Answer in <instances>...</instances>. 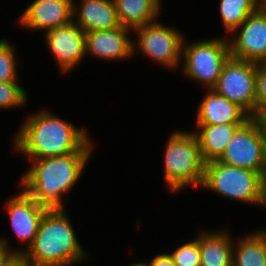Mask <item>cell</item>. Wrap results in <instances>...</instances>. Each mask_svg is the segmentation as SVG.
I'll list each match as a JSON object with an SVG mask.
<instances>
[{
    "label": "cell",
    "mask_w": 266,
    "mask_h": 266,
    "mask_svg": "<svg viewBox=\"0 0 266 266\" xmlns=\"http://www.w3.org/2000/svg\"><path fill=\"white\" fill-rule=\"evenodd\" d=\"M21 125L14 134L13 148L28 159L94 151L85 126L79 129L46 108L28 115Z\"/></svg>",
    "instance_id": "1"
},
{
    "label": "cell",
    "mask_w": 266,
    "mask_h": 266,
    "mask_svg": "<svg viewBox=\"0 0 266 266\" xmlns=\"http://www.w3.org/2000/svg\"><path fill=\"white\" fill-rule=\"evenodd\" d=\"M93 152H72L55 157L28 159L31 166L19 181L22 190L48 209H65L63 196L72 191Z\"/></svg>",
    "instance_id": "2"
},
{
    "label": "cell",
    "mask_w": 266,
    "mask_h": 266,
    "mask_svg": "<svg viewBox=\"0 0 266 266\" xmlns=\"http://www.w3.org/2000/svg\"><path fill=\"white\" fill-rule=\"evenodd\" d=\"M36 266H71L88 258L65 209H48L28 249H17Z\"/></svg>",
    "instance_id": "3"
},
{
    "label": "cell",
    "mask_w": 266,
    "mask_h": 266,
    "mask_svg": "<svg viewBox=\"0 0 266 266\" xmlns=\"http://www.w3.org/2000/svg\"><path fill=\"white\" fill-rule=\"evenodd\" d=\"M164 149V182L169 191L201 187L205 162L193 131H173ZM189 185V186H188Z\"/></svg>",
    "instance_id": "4"
},
{
    "label": "cell",
    "mask_w": 266,
    "mask_h": 266,
    "mask_svg": "<svg viewBox=\"0 0 266 266\" xmlns=\"http://www.w3.org/2000/svg\"><path fill=\"white\" fill-rule=\"evenodd\" d=\"M202 187L220 197L261 207L263 176L258 172L210 161L205 163Z\"/></svg>",
    "instance_id": "5"
},
{
    "label": "cell",
    "mask_w": 266,
    "mask_h": 266,
    "mask_svg": "<svg viewBox=\"0 0 266 266\" xmlns=\"http://www.w3.org/2000/svg\"><path fill=\"white\" fill-rule=\"evenodd\" d=\"M230 56L228 37L206 38L190 44H187L184 37L181 54L182 72L189 80L199 82L206 90L212 89Z\"/></svg>",
    "instance_id": "6"
},
{
    "label": "cell",
    "mask_w": 266,
    "mask_h": 266,
    "mask_svg": "<svg viewBox=\"0 0 266 266\" xmlns=\"http://www.w3.org/2000/svg\"><path fill=\"white\" fill-rule=\"evenodd\" d=\"M264 176L266 172V135L256 117L242 124L217 160Z\"/></svg>",
    "instance_id": "7"
},
{
    "label": "cell",
    "mask_w": 266,
    "mask_h": 266,
    "mask_svg": "<svg viewBox=\"0 0 266 266\" xmlns=\"http://www.w3.org/2000/svg\"><path fill=\"white\" fill-rule=\"evenodd\" d=\"M136 40L132 42L133 54L140 50L143 55L169 70L181 65L184 34L174 27H167L158 20L133 29ZM137 49V50H136Z\"/></svg>",
    "instance_id": "8"
},
{
    "label": "cell",
    "mask_w": 266,
    "mask_h": 266,
    "mask_svg": "<svg viewBox=\"0 0 266 266\" xmlns=\"http://www.w3.org/2000/svg\"><path fill=\"white\" fill-rule=\"evenodd\" d=\"M256 73L257 63L230 56L212 89L255 117Z\"/></svg>",
    "instance_id": "9"
},
{
    "label": "cell",
    "mask_w": 266,
    "mask_h": 266,
    "mask_svg": "<svg viewBox=\"0 0 266 266\" xmlns=\"http://www.w3.org/2000/svg\"><path fill=\"white\" fill-rule=\"evenodd\" d=\"M228 37L231 57L255 63L266 59V12L259 8Z\"/></svg>",
    "instance_id": "10"
},
{
    "label": "cell",
    "mask_w": 266,
    "mask_h": 266,
    "mask_svg": "<svg viewBox=\"0 0 266 266\" xmlns=\"http://www.w3.org/2000/svg\"><path fill=\"white\" fill-rule=\"evenodd\" d=\"M44 37L61 74L71 72L86 57L85 32L74 22L51 29L44 33Z\"/></svg>",
    "instance_id": "11"
},
{
    "label": "cell",
    "mask_w": 266,
    "mask_h": 266,
    "mask_svg": "<svg viewBox=\"0 0 266 266\" xmlns=\"http://www.w3.org/2000/svg\"><path fill=\"white\" fill-rule=\"evenodd\" d=\"M73 22V0H34L18 19V25L32 31H44Z\"/></svg>",
    "instance_id": "12"
},
{
    "label": "cell",
    "mask_w": 266,
    "mask_h": 266,
    "mask_svg": "<svg viewBox=\"0 0 266 266\" xmlns=\"http://www.w3.org/2000/svg\"><path fill=\"white\" fill-rule=\"evenodd\" d=\"M4 208L9 215L11 227L17 239L21 243L27 242L26 248L28 249L33 243L41 219L48 208L37 203L22 189L6 201Z\"/></svg>",
    "instance_id": "13"
},
{
    "label": "cell",
    "mask_w": 266,
    "mask_h": 266,
    "mask_svg": "<svg viewBox=\"0 0 266 266\" xmlns=\"http://www.w3.org/2000/svg\"><path fill=\"white\" fill-rule=\"evenodd\" d=\"M131 30L120 26L111 30L86 32V55L106 61L129 59L134 56Z\"/></svg>",
    "instance_id": "14"
},
{
    "label": "cell",
    "mask_w": 266,
    "mask_h": 266,
    "mask_svg": "<svg viewBox=\"0 0 266 266\" xmlns=\"http://www.w3.org/2000/svg\"><path fill=\"white\" fill-rule=\"evenodd\" d=\"M73 0V22L85 33L120 27L113 0ZM77 15V16H76Z\"/></svg>",
    "instance_id": "15"
},
{
    "label": "cell",
    "mask_w": 266,
    "mask_h": 266,
    "mask_svg": "<svg viewBox=\"0 0 266 266\" xmlns=\"http://www.w3.org/2000/svg\"><path fill=\"white\" fill-rule=\"evenodd\" d=\"M251 116L236 103L208 89L197 109L195 125L245 123Z\"/></svg>",
    "instance_id": "16"
},
{
    "label": "cell",
    "mask_w": 266,
    "mask_h": 266,
    "mask_svg": "<svg viewBox=\"0 0 266 266\" xmlns=\"http://www.w3.org/2000/svg\"><path fill=\"white\" fill-rule=\"evenodd\" d=\"M200 266H232V236L228 231L199 232Z\"/></svg>",
    "instance_id": "17"
},
{
    "label": "cell",
    "mask_w": 266,
    "mask_h": 266,
    "mask_svg": "<svg viewBox=\"0 0 266 266\" xmlns=\"http://www.w3.org/2000/svg\"><path fill=\"white\" fill-rule=\"evenodd\" d=\"M244 123H227L219 125H197L194 131L205 163L218 160L236 130Z\"/></svg>",
    "instance_id": "18"
},
{
    "label": "cell",
    "mask_w": 266,
    "mask_h": 266,
    "mask_svg": "<svg viewBox=\"0 0 266 266\" xmlns=\"http://www.w3.org/2000/svg\"><path fill=\"white\" fill-rule=\"evenodd\" d=\"M120 25L135 29L158 19L161 0H113Z\"/></svg>",
    "instance_id": "19"
},
{
    "label": "cell",
    "mask_w": 266,
    "mask_h": 266,
    "mask_svg": "<svg viewBox=\"0 0 266 266\" xmlns=\"http://www.w3.org/2000/svg\"><path fill=\"white\" fill-rule=\"evenodd\" d=\"M232 266H266V230H256L234 242Z\"/></svg>",
    "instance_id": "20"
},
{
    "label": "cell",
    "mask_w": 266,
    "mask_h": 266,
    "mask_svg": "<svg viewBox=\"0 0 266 266\" xmlns=\"http://www.w3.org/2000/svg\"><path fill=\"white\" fill-rule=\"evenodd\" d=\"M219 5L222 26L228 34H231L249 15L260 8L258 0H220Z\"/></svg>",
    "instance_id": "21"
},
{
    "label": "cell",
    "mask_w": 266,
    "mask_h": 266,
    "mask_svg": "<svg viewBox=\"0 0 266 266\" xmlns=\"http://www.w3.org/2000/svg\"><path fill=\"white\" fill-rule=\"evenodd\" d=\"M8 39H0V82L18 81L16 47Z\"/></svg>",
    "instance_id": "22"
},
{
    "label": "cell",
    "mask_w": 266,
    "mask_h": 266,
    "mask_svg": "<svg viewBox=\"0 0 266 266\" xmlns=\"http://www.w3.org/2000/svg\"><path fill=\"white\" fill-rule=\"evenodd\" d=\"M27 100V92L18 81L0 82V108L25 107Z\"/></svg>",
    "instance_id": "23"
},
{
    "label": "cell",
    "mask_w": 266,
    "mask_h": 266,
    "mask_svg": "<svg viewBox=\"0 0 266 266\" xmlns=\"http://www.w3.org/2000/svg\"><path fill=\"white\" fill-rule=\"evenodd\" d=\"M169 255L175 266H200L199 233L194 240L180 245Z\"/></svg>",
    "instance_id": "24"
},
{
    "label": "cell",
    "mask_w": 266,
    "mask_h": 266,
    "mask_svg": "<svg viewBox=\"0 0 266 266\" xmlns=\"http://www.w3.org/2000/svg\"><path fill=\"white\" fill-rule=\"evenodd\" d=\"M266 106V66L257 63L255 85V117Z\"/></svg>",
    "instance_id": "25"
},
{
    "label": "cell",
    "mask_w": 266,
    "mask_h": 266,
    "mask_svg": "<svg viewBox=\"0 0 266 266\" xmlns=\"http://www.w3.org/2000/svg\"><path fill=\"white\" fill-rule=\"evenodd\" d=\"M6 238L0 237V266H8V264L18 255L17 250L8 246Z\"/></svg>",
    "instance_id": "26"
},
{
    "label": "cell",
    "mask_w": 266,
    "mask_h": 266,
    "mask_svg": "<svg viewBox=\"0 0 266 266\" xmlns=\"http://www.w3.org/2000/svg\"><path fill=\"white\" fill-rule=\"evenodd\" d=\"M148 266H175L169 253H161L154 256Z\"/></svg>",
    "instance_id": "27"
},
{
    "label": "cell",
    "mask_w": 266,
    "mask_h": 266,
    "mask_svg": "<svg viewBox=\"0 0 266 266\" xmlns=\"http://www.w3.org/2000/svg\"><path fill=\"white\" fill-rule=\"evenodd\" d=\"M8 266H36L31 260L26 258L23 254H18Z\"/></svg>",
    "instance_id": "28"
},
{
    "label": "cell",
    "mask_w": 266,
    "mask_h": 266,
    "mask_svg": "<svg viewBox=\"0 0 266 266\" xmlns=\"http://www.w3.org/2000/svg\"><path fill=\"white\" fill-rule=\"evenodd\" d=\"M256 118L261 124V127L266 131V106L257 114Z\"/></svg>",
    "instance_id": "29"
},
{
    "label": "cell",
    "mask_w": 266,
    "mask_h": 266,
    "mask_svg": "<svg viewBox=\"0 0 266 266\" xmlns=\"http://www.w3.org/2000/svg\"><path fill=\"white\" fill-rule=\"evenodd\" d=\"M261 207L266 209V172L263 176L262 203Z\"/></svg>",
    "instance_id": "30"
},
{
    "label": "cell",
    "mask_w": 266,
    "mask_h": 266,
    "mask_svg": "<svg viewBox=\"0 0 266 266\" xmlns=\"http://www.w3.org/2000/svg\"><path fill=\"white\" fill-rule=\"evenodd\" d=\"M129 266H148V265H147V263L137 262V263H135V264L133 263V264H131Z\"/></svg>",
    "instance_id": "31"
},
{
    "label": "cell",
    "mask_w": 266,
    "mask_h": 266,
    "mask_svg": "<svg viewBox=\"0 0 266 266\" xmlns=\"http://www.w3.org/2000/svg\"><path fill=\"white\" fill-rule=\"evenodd\" d=\"M258 4L260 8H263L266 5V0H258Z\"/></svg>",
    "instance_id": "32"
},
{
    "label": "cell",
    "mask_w": 266,
    "mask_h": 266,
    "mask_svg": "<svg viewBox=\"0 0 266 266\" xmlns=\"http://www.w3.org/2000/svg\"><path fill=\"white\" fill-rule=\"evenodd\" d=\"M262 63L266 66V59Z\"/></svg>",
    "instance_id": "33"
}]
</instances>
